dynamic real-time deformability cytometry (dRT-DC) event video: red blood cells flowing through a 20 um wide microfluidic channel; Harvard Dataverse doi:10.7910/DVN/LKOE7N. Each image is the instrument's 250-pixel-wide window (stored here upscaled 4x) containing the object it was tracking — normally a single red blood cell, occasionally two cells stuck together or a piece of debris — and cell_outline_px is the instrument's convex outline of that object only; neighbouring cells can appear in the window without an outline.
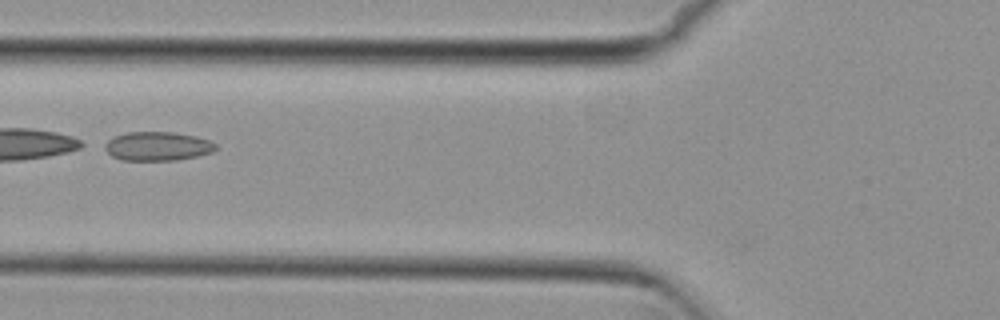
{"species": "common noctule bat (a hibernating species)", "species_latin": "Nyctalus noctula", "temperature_condition": "cold", "stored_images_in_passage": 53, "camera_frame_rate_fps": 3000, "um_per_image_px": 0.085, "animal": {"sex": "female", "body_mass_g": 29.2, "forearm_length_mm": 56.3}, "frame": {"image": 1, "passage_image": 21, "time_ms": 6.667, "image_size_px": [1000, 320], "cell_outline_px": [[216, 148], [212, 152], [196, 156], [176, 160], [120, 160], [112, 156], [100, 144], [112, 136], [128, 132], [172, 132], [196, 136], [208, 140], [216, 144]], "centroid_in_image_um": [13.31, 12.42], "position_along_channel_um": 112.5, "area_um2": 18.84}}
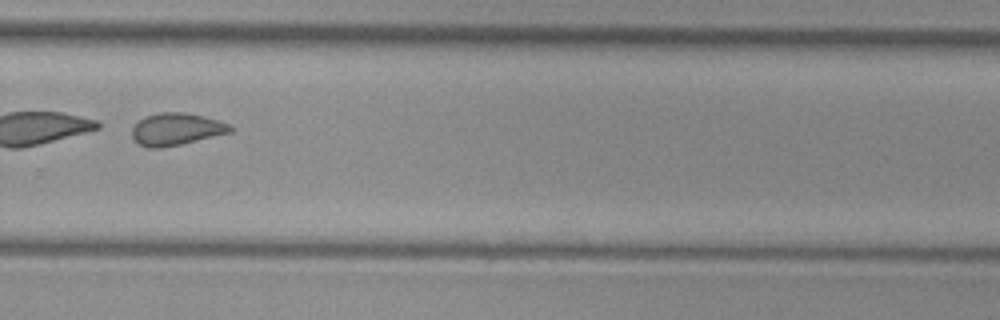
{"frame": {"image": 2, "passage_image": 37, "time_ms": 12.0, "image_size_px": [1000, 320], "cell_outline_px": [[236, 128], [232, 132], [180, 144], [160, 148], [148, 148], [132, 140], [132, 128], [144, 116], [160, 112], [184, 112], [204, 116], [228, 124]], "centroid_in_image_um": [14.97, 10.98], "position_along_channel_um": 314.8, "area_um2": 18.44}}